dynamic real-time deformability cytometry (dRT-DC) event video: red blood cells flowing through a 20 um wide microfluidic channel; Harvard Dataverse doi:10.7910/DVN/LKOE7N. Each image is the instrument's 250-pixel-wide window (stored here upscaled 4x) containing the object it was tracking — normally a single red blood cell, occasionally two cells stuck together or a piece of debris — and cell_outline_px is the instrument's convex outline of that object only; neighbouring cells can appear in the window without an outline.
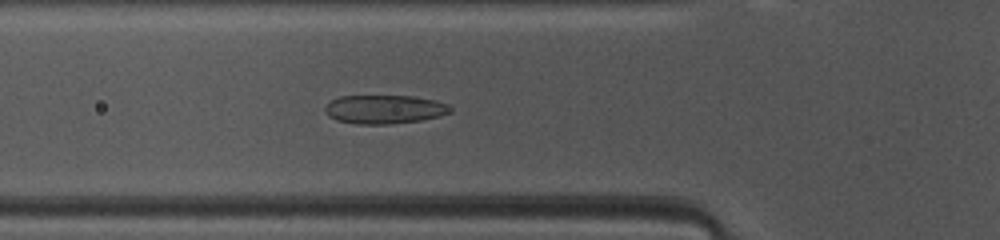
{"species": "common noctule bat (a hibernating species)", "species_latin": "Nyctalus noctula", "temperature_condition": "warm", "stored_images_in_passage": 42, "camera_frame_rate_fps": 3000, "um_per_image_px": 0.085, "animal": {"sex": "female", "body_mass_g": 10.0, "forearm_length_mm": 53.1}, "frame": {"image": 1, "passage_image": 10, "time_ms": 3.0, "image_size_px": [1000, 240], "cell_outline_px": [[452, 112], [440, 116], [420, 120], [388, 124], [356, 124], [336, 120], [328, 116], [324, 112], [324, 108], [332, 100], [340, 96], [412, 96], [436, 100], [448, 104], [452, 108]], "centroid_in_image_um": [32.68, 9.29], "position_along_channel_um": 93.1, "area_um2": 21.04}}
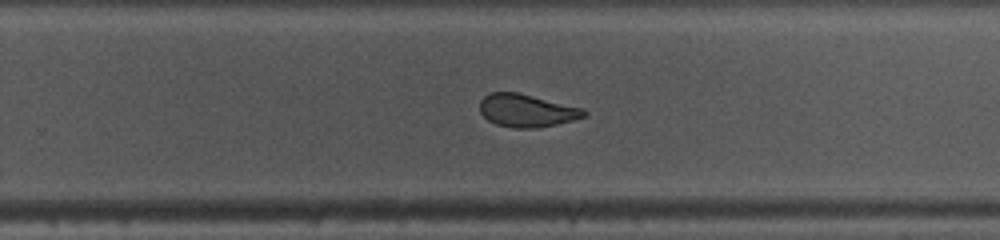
{"frame": {"image": 2, "passage_image": 24, "time_ms": 7.667, "image_size_px": [1000, 240], "cell_outline_px": [[588, 112], [584, 116], [572, 120], [556, 124], [536, 128], [512, 128], [496, 124], [488, 120], [480, 112], [480, 100], [488, 92], [516, 92], [584, 108]], "centroid_in_image_um": [44.75, 9.39], "position_along_channel_um": 285.1, "area_um2": 19.88}}
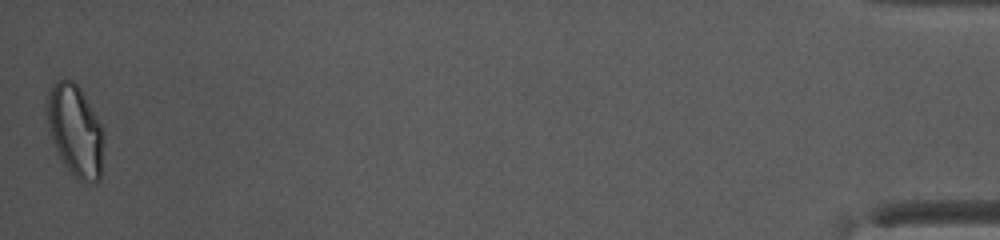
{"frame": {"image": 3, "passage_image": 42, "time_ms": 13.667, "image_size_px": [1000, 240], "cell_outline_px": [[104, 140], [100, 180], [96, 184], [76, 180], [72, 176], [64, 164], [56, 148], [48, 128], [48, 92], [52, 84], [56, 80], [72, 80], [80, 88], [100, 124]], "centroid_in_image_um": [6.41, 11.16], "position_along_channel_um": 428.8, "area_um2": 30.0}, "authors_computed_cell_mechanics": {"area_um2": 21.2993, "velocity_mm_per_s": 4.0977, "shape_relaxation_time_tau1_ms": 4.9373, "shape_relaxation_time_tau2_ms": 1.2546, "deformation_change_tau1": 0.146, "deformation_change_tau2": 0.0619}}